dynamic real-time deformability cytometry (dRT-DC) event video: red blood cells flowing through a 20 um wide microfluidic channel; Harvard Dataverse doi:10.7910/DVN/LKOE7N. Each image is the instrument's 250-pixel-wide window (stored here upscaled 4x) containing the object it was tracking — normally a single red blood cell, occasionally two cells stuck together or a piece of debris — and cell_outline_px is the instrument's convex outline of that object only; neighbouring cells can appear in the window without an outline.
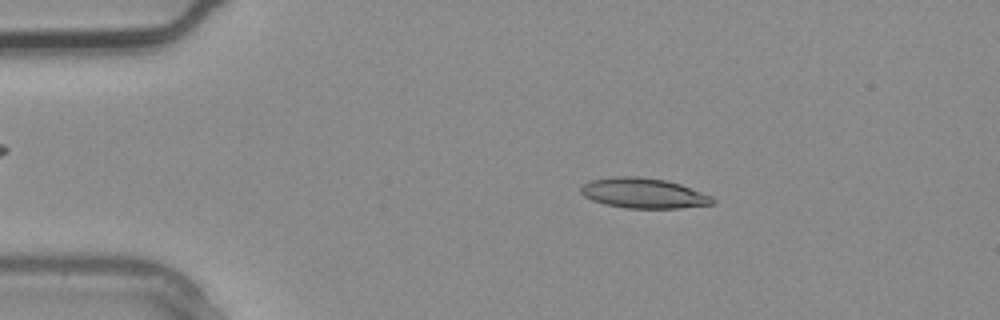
{"species": "common noctule bat (a hibernating species)", "species_latin": "Nyctalus noctula", "temperature_condition": "warm", "stored_images_in_passage": 2, "camera_frame_rate_fps": 3000, "um_per_image_px": 0.085, "animal": {"sex": "male", "body_mass_g": 20.4}, "frame": {"image": 1, "passage_image": 1, "time_ms": 0.0, "image_size_px": [1000, 320], "cell_outline_px": [[716, 200], [712, 204], [680, 208], [624, 208], [604, 204], [592, 200], [584, 196], [580, 192], [580, 188], [588, 180], [616, 176], [636, 176], [664, 180], [680, 184], [712, 196]], "centroid_in_image_um": [54.67, 16.42], "position_along_channel_um": 30.3, "area_um2": 23.18}}
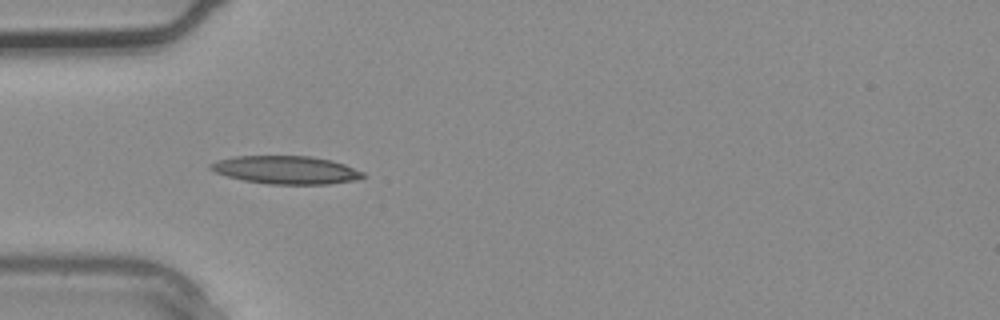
{"frame": {"image": 2, "passage_image": 2, "time_ms": 0.333, "image_size_px": [1000, 320], "cell_outline_px": [[364, 176], [356, 180], [328, 184], [268, 184], [244, 180], [228, 176], [216, 172], [208, 168], [208, 164], [216, 160], [236, 156], [312, 156], [344, 164], [364, 172]], "centroid_in_image_um": [24.29, 14.44], "position_along_channel_um": 60.7, "area_um2": 24.8}}